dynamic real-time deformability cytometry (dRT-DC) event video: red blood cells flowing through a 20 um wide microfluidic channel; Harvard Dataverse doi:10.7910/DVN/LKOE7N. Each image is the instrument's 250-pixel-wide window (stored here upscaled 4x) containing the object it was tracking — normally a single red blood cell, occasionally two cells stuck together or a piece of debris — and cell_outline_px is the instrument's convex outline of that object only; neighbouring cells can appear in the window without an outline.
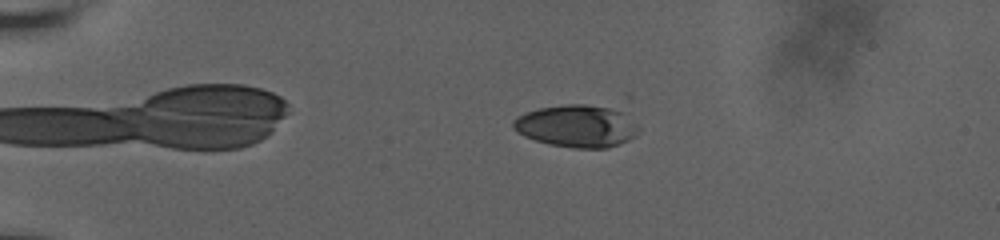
{"species": "human", "species_latin": "Homo sapiens", "temperature_condition": "room temperature", "stored_images_in_passage": 61, "camera_frame_rate_fps": 3000, "um_per_image_px": 0.085, "donor": {"sex": "male"}, "frame": {"image": 1, "passage_image": 16, "time_ms": 5.0, "image_size_px": [1000, 240], "cell_outline_px": [[640, 132], [636, 136], [628, 140], [608, 148], [572, 148], [548, 144], [524, 136], [516, 132], [512, 128], [512, 120], [516, 116], [524, 112], [540, 108], [568, 104], [584, 104], [624, 108], [640, 128]], "centroid_in_image_um": [49.08, 10.69], "position_along_channel_um": 35.9, "area_um2": 31.79}}
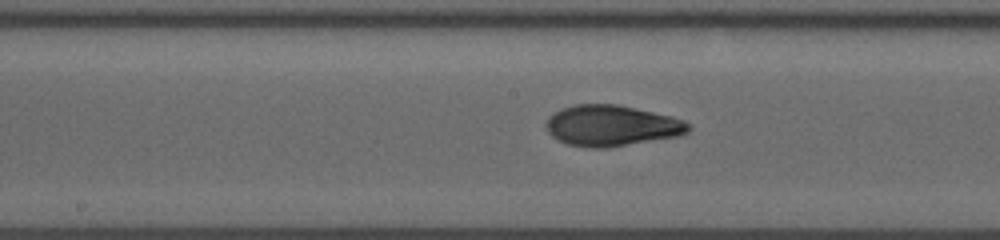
{"frame": {"image": 2, "passage_image": 35, "time_ms": 11.333, "image_size_px": [1000, 240], "cell_outline_px": [[692, 128], [688, 132], [676, 136], [608, 148], [588, 148], [568, 144], [552, 136], [548, 132], [544, 124], [548, 116], [564, 108], [576, 104], [620, 104], [672, 116], [684, 120]], "centroid_in_image_um": [51.98, 10.67], "position_along_channel_um": 196.2, "area_um2": 33.99}}
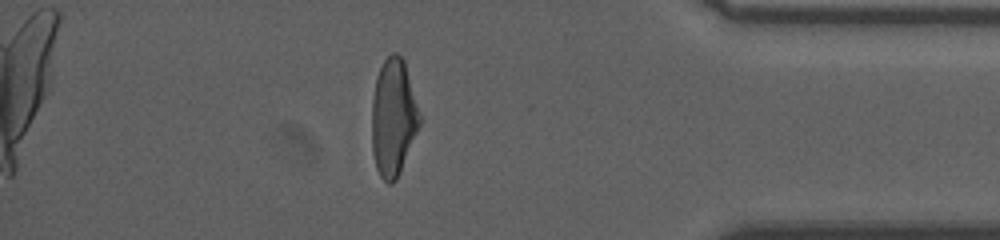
{"frame": {"image": 3, "passage_image": 54, "time_ms": 17.667, "image_size_px": [1000, 240], "cell_outline_px": [[424, 120], [400, 172], [396, 180], [392, 184], [388, 184], [380, 176], [376, 168], [372, 152], [372, 100], [376, 76], [384, 60], [392, 52], [396, 52], [404, 60]], "centroid_in_image_um": [33.47, 10.0], "position_along_channel_um": 401.7, "area_um2": 33.52}, "authors_computed_cell_mechanics": {"area_um2": 32.7148, "velocity_mm_per_s": 3.6723, "shape_relaxation_time_tau1_ms": 6.6398, "shape_relaxation_time_tau2_ms": 1.3696, "deformation_change_tau1": 0.2224, "deformation_change_tau2": 0.0641}}